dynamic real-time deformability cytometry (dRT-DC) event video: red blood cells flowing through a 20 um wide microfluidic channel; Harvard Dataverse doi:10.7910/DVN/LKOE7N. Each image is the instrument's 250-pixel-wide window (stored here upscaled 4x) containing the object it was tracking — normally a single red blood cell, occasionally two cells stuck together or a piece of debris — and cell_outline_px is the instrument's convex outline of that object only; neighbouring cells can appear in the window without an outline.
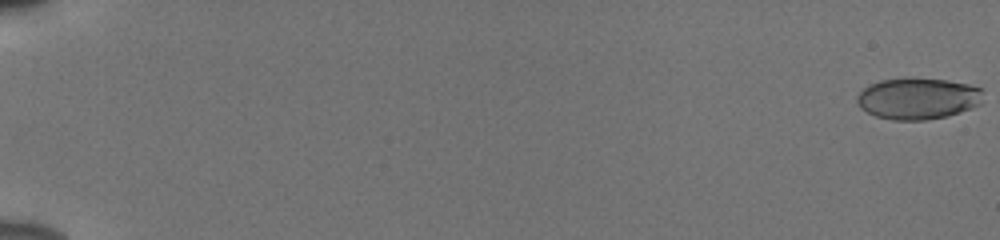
{"species": "human", "species_latin": "Homo sapiens", "temperature_condition": "cold", "stored_images_in_passage": 56, "camera_frame_rate_fps": 3000, "um_per_image_px": 0.085, "donor": {"sex": "male"}, "frame": {"image": 1, "passage_image": 1, "time_ms": 0.0, "image_size_px": [1000, 240], "cell_outline_px": [[984, 88], [980, 104], [960, 112], [948, 116], [924, 120], [892, 120], [876, 116], [860, 108], [856, 100], [856, 96], [868, 84], [880, 80], [904, 76], [912, 76], [948, 80], [968, 84]], "centroid_in_image_um": [78.01, 8.34], "position_along_channel_um": 7.0, "area_um2": 31.15}}
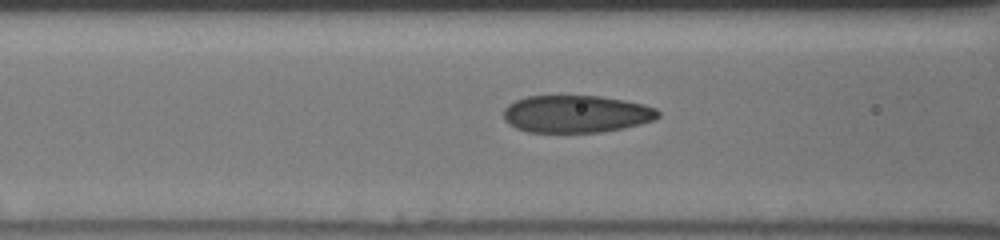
{"frame": {"image": 2, "passage_image": 26, "time_ms": 8.333, "image_size_px": [1000, 240], "cell_outline_px": [[660, 116], [652, 120], [640, 124], [624, 128], [600, 132], [528, 132], [516, 128], [504, 120], [504, 108], [508, 104], [516, 100], [528, 96], [600, 96], [624, 100], [644, 104], [656, 108], [660, 112]], "centroid_in_image_um": [48.98, 9.68], "position_along_channel_um": 117.6, "area_um2": 33.7}}
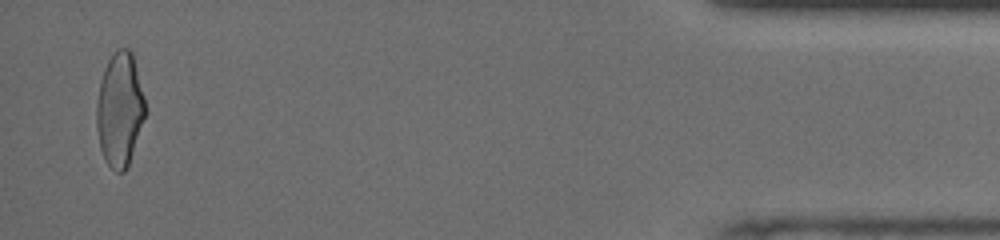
{"frame": {"image": 3, "passage_image": 55, "time_ms": 18.0, "image_size_px": [1000, 240], "cell_outline_px": [[148, 112], [128, 164], [124, 172], [116, 172], [108, 164], [100, 148], [96, 124], [96, 104], [100, 80], [104, 68], [108, 60], [116, 48], [128, 48], [132, 52], [144, 96]], "centroid_in_image_um": [10.19, 9.28], "position_along_channel_um": 425.0, "area_um2": 32.6}, "authors_computed_cell_mechanics": {"area_um2": 32.9171, "velocity_mm_per_s": 3.8705, "shape_relaxation_time_tau1_ms": 6.2928, "shape_relaxation_time_tau2_ms": 1.1829, "deformation_change_tau1": 0.1882, "deformation_change_tau2": 0.0529}}